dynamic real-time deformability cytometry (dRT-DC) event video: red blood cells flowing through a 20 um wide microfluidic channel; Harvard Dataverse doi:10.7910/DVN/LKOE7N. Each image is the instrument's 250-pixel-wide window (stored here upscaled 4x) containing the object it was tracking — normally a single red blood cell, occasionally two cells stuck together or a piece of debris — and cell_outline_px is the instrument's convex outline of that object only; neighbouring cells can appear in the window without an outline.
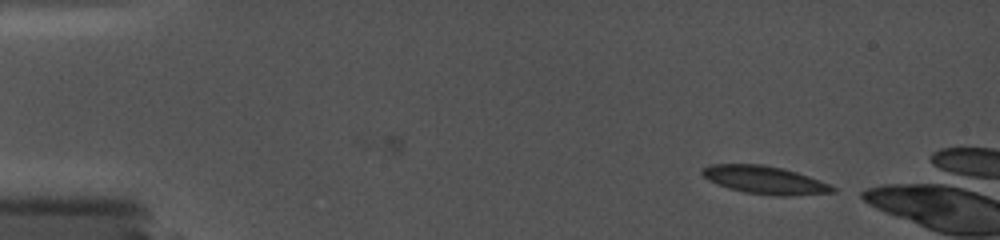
{"species": "common noctule bat (a hibernating species)", "species_latin": "Nyctalus noctula", "temperature_condition": "cold", "stored_images_in_passage": 7, "camera_frame_rate_fps": 5000, "um_per_image_px": 0.085, "animal": {"sex": "female", "body_mass_g": 19.0, "forearm_length_mm": 56.7}, "frame": {"image": 1, "passage_image": 7, "time_ms": 4.4, "image_size_px": [1000, 240], "cell_outline_px": [[836, 192], [792, 196], [772, 196], [744, 192], [728, 188], [716, 184], [708, 180], [700, 172], [708, 164], [760, 164], [784, 168], [820, 180], [836, 188]], "centroid_in_image_um": [65.0, 15.3], "position_along_channel_um": 20.0, "area_um2": 21.39}}